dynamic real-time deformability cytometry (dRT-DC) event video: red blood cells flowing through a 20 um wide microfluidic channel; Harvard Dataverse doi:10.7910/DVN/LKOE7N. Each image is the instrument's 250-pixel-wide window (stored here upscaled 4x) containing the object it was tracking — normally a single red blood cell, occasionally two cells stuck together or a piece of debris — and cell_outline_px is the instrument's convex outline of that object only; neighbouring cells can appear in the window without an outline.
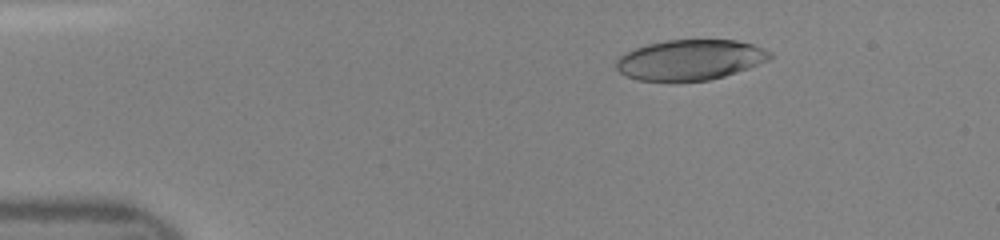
{"species": "human", "species_latin": "Homo sapiens", "temperature_condition": "room temperature", "stored_images_in_passage": 40, "camera_frame_rate_fps": 3000, "um_per_image_px": 0.085, "donor": {"sex": "female"}, "frame": {"image": 1, "passage_image": 1, "time_ms": 0.0, "image_size_px": [1000, 240], "cell_outline_px": [[772, 56], [768, 60], [748, 68], [724, 76], [708, 80], [676, 84], [636, 80], [620, 72], [616, 68], [616, 60], [624, 52], [648, 44], [668, 40], [736, 40], [752, 44], [764, 48], [772, 52]], "centroid_in_image_um": [58.63, 5.12], "position_along_channel_um": 26.4, "area_um2": 36.88}}
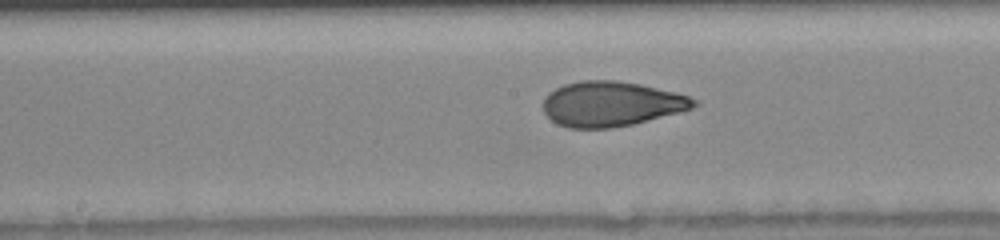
{"frame": {"image": 2, "passage_image": 18, "time_ms": 5.667, "image_size_px": [1000, 240], "cell_outline_px": [[700, 104], [692, 108], [632, 124], [608, 128], [568, 128], [556, 124], [544, 112], [544, 96], [548, 92], [564, 84], [580, 80], [616, 80], [640, 84], [676, 92], [688, 96], [696, 100]], "centroid_in_image_um": [51.93, 8.82], "position_along_channel_um": 196.3, "area_um2": 39.36}}
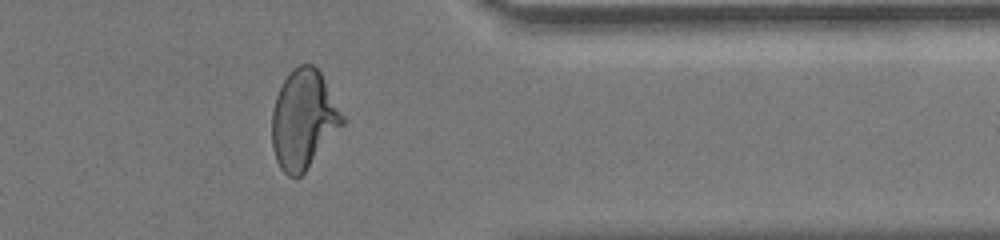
{"frame": {"image": 3, "passage_image": 32, "time_ms": 10.333, "image_size_px": [1000, 240], "cell_outline_px": [[344, 124], [304, 172], [300, 176], [288, 176], [280, 168], [276, 160], [272, 148], [272, 112], [276, 96], [284, 80], [292, 68], [300, 64], [312, 64], [320, 72], [344, 116]], "centroid_in_image_um": [25.78, 10.15], "position_along_channel_um": 385.6, "area_um2": 40.23}}